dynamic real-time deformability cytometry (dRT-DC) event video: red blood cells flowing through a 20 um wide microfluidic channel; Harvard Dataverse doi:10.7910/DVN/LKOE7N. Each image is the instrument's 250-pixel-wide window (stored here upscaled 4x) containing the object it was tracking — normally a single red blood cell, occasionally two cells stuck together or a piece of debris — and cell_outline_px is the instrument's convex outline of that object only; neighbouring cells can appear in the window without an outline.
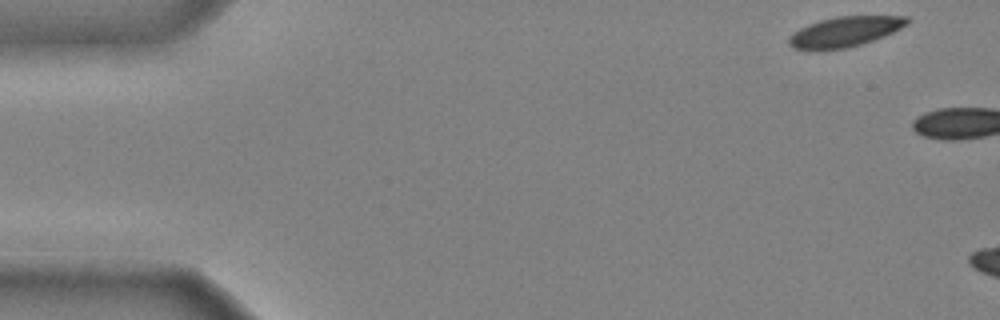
{"species": "common noctule bat (a hibernating species)", "species_latin": "Nyctalus noctula", "temperature_condition": "cold", "stored_images_in_passage": 3, "camera_frame_rate_fps": 3000, "um_per_image_px": 0.085, "animal": {"sex": "male", "body_mass_g": 20.4}, "frame": {"image": 1, "passage_image": 1, "time_ms": 0.0, "image_size_px": [1000, 320], "cell_outline_px": [[912, 20], [908, 24], [884, 36], [860, 44], [844, 48], [820, 52], [816, 52], [792, 48], [788, 44], [788, 40], [800, 28], [808, 24], [820, 20], [836, 16], [908, 16]], "centroid_in_image_um": [71.79, 2.71], "position_along_channel_um": 13.2, "area_um2": 20.98}}